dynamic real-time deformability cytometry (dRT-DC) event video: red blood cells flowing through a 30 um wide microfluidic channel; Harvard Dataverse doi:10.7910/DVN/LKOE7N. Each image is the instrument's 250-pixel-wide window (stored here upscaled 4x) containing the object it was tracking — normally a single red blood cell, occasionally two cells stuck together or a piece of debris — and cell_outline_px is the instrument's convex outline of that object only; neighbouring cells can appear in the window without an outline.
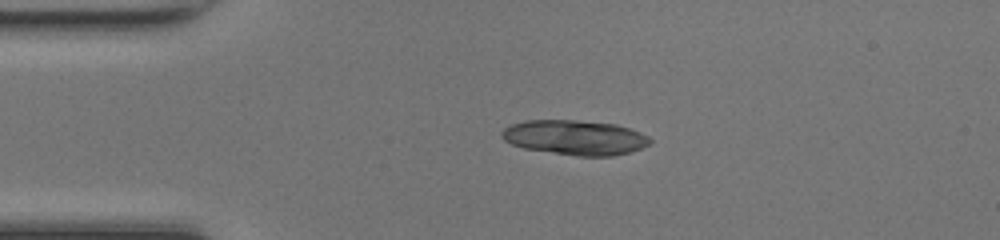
{"species": "common noctule bat (a hibernating species)", "species_latin": "Nyctalus noctula", "temperature_condition": "room temperature", "stored_images_in_passage": 38, "camera_frame_rate_fps": 3000, "um_per_image_px": 0.085, "animal": {"sex": "female", "body_mass_g": 17.0, "forearm_length_mm": 48.0}, "frame": {"image": 1, "passage_image": 1, "time_ms": 0.0, "image_size_px": [1000, 240], "cell_outline_px": [[652, 140], [648, 144], [640, 148], [628, 152], [612, 156], [576, 156], [524, 148], [512, 144], [504, 140], [500, 136], [500, 132], [504, 128], [512, 124], [524, 120], [576, 120], [616, 124], [640, 132], [648, 136]], "centroid_in_image_um": [48.84, 11.68], "position_along_channel_um": 36.2, "area_um2": 30.0}}
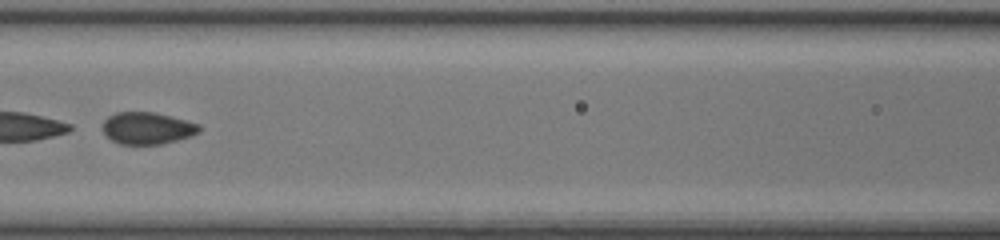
{"frame": {"image": 2, "passage_image": 12, "time_ms": 3.667, "image_size_px": [1000, 240], "cell_outline_px": [[200, 132], [192, 136], [160, 144], [120, 144], [104, 136], [104, 120], [108, 116], [116, 112], [152, 112], [172, 116], [200, 124]], "centroid_in_image_um": [12.53, 10.89], "position_along_channel_um": 154.1, "area_um2": 18.03}, "authors_computed_cell_mechanics": {"area_um2": 18.6116, "velocity_mm_per_s": 4.2816, "shape_relaxation_time_tau1_ms": 2.5438, "shape_relaxation_time_tau2_ms": 1.3957, "deformation_change_tau1": 0.1035, "deformation_change_tau2": 0.0545}}